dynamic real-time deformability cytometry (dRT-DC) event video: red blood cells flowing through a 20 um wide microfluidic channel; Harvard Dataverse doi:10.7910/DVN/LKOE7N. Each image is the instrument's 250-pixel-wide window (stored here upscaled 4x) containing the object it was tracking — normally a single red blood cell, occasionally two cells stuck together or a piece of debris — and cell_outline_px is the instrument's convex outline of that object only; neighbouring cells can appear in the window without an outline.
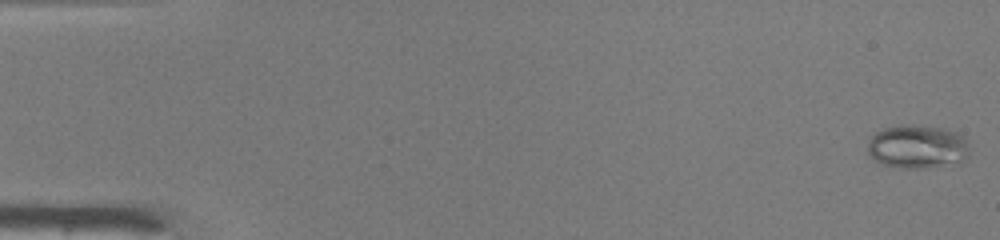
{"species": "common noctule bat (a hibernating species)", "species_latin": "Nyctalus noctula", "temperature_condition": "warm", "stored_images_in_passage": 49, "camera_frame_rate_fps": 3000, "um_per_image_px": 0.085, "animal": {"sex": "male", "body_mass_g": 19.0, "forearm_length_mm": 50.8}, "frame": {"image": 1, "passage_image": 1, "time_ms": 0.0, "image_size_px": [1000, 240], "cell_outline_px": [[968, 156], [960, 164], [924, 168], [900, 168], [880, 164], [868, 152], [868, 144], [872, 136], [876, 132], [884, 128], [944, 128], [956, 132], [964, 136], [968, 144]], "centroid_in_image_um": [78.04, 12.54], "position_along_channel_um": 7.0, "area_um2": 25.26}}
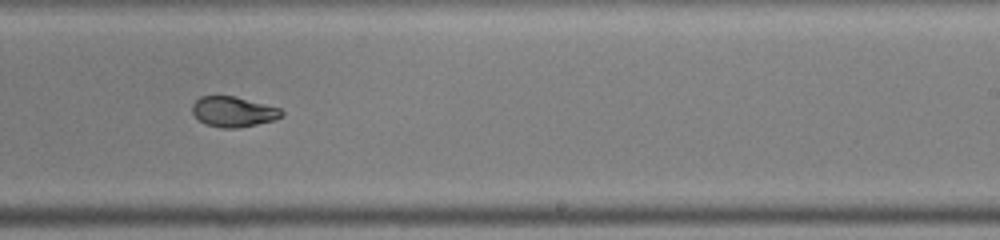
{"frame": {"image": 2, "passage_image": 31, "time_ms": 10.0, "image_size_px": [1000, 240], "cell_outline_px": [[284, 116], [276, 120], [236, 128], [220, 128], [204, 124], [192, 112], [192, 104], [200, 96], [236, 96], [280, 108], [284, 112]], "centroid_in_image_um": [19.85, 9.5], "position_along_channel_um": 269.1, "area_um2": 15.9}}
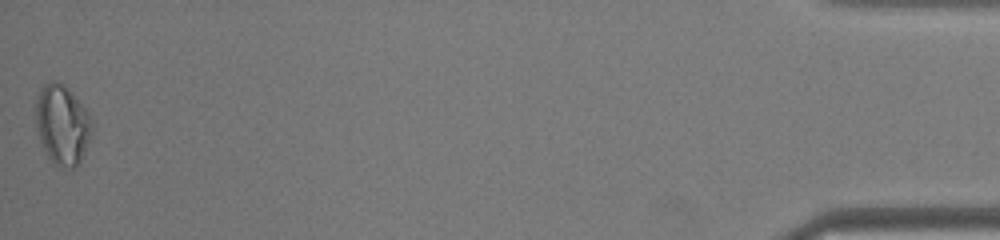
{"frame": {"image": 3, "passage_image": 49, "time_ms": 16.0, "image_size_px": [1000, 240], "cell_outline_px": [[92, 128], [80, 164], [72, 168], [56, 164], [48, 156], [40, 140], [36, 128], [36, 96], [40, 88], [44, 84], [52, 80], [56, 80], [64, 84], [68, 88], [84, 108], [92, 124]], "centroid_in_image_um": [5.26, 10.56], "position_along_channel_um": 429.9, "area_um2": 25.66}, "authors_computed_cell_mechanics": {"area_um2": 18.0914, "velocity_mm_per_s": 4.1831, "shape_relaxation_time_tau1_ms": null, "shape_relaxation_time_tau2_ms": 1.0499, "deformation_change_tau1": null, "deformation_change_tau2": 0.0449}}